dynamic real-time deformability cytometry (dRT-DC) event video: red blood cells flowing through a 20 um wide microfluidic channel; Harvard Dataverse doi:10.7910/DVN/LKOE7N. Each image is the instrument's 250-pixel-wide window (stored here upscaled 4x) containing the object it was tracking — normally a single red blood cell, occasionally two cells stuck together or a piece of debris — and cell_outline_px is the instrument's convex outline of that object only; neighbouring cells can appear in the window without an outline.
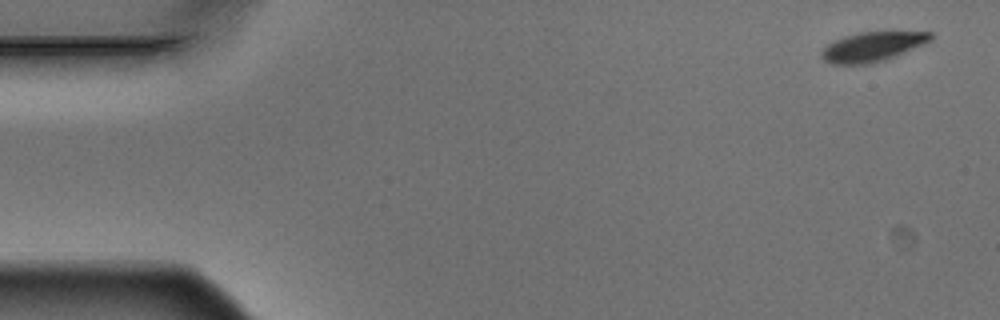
{"species": "Egyptian fruit bat (a non-hibernating species)", "species_latin": "Rousettus aegyptiacus", "temperature_condition": "warm", "stored_images_in_passage": 5, "camera_frame_rate_fps": 3000, "um_per_image_px": 0.085, "animal": {"sex": "male"}, "frame": {"image": 1, "passage_image": 1, "time_ms": 0.0, "image_size_px": [1000, 320], "cell_outline_px": [[932, 40], [884, 60], [868, 64], [832, 64], [824, 60], [820, 52], [828, 44], [844, 36], [860, 32], [932, 32]], "centroid_in_image_um": [74.12, 3.97], "position_along_channel_um": 10.9, "area_um2": 18.38}}
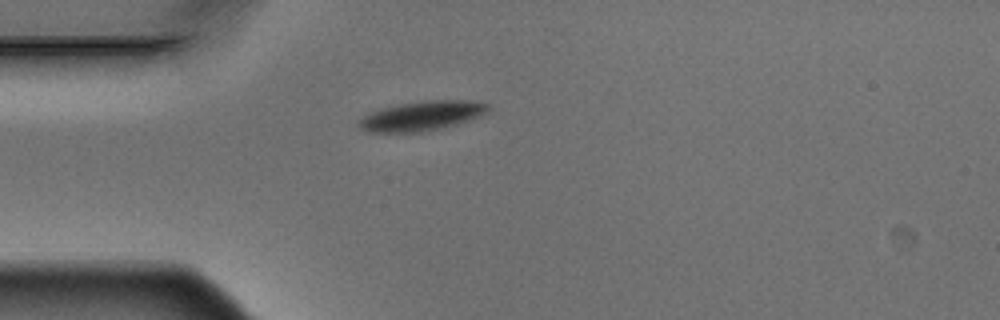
{"frame": {"image": 2, "passage_image": 4, "time_ms": 1.0, "image_size_px": [1000, 320], "cell_outline_px": [[492, 108], [488, 112], [480, 116], [468, 120], [440, 128], [420, 132], [364, 132], [356, 124], [356, 120], [368, 112], [400, 104], [424, 100], [472, 100], [488, 104]], "centroid_in_image_um": [35.81, 9.84], "position_along_channel_um": 49.2, "area_um2": 22.43}}